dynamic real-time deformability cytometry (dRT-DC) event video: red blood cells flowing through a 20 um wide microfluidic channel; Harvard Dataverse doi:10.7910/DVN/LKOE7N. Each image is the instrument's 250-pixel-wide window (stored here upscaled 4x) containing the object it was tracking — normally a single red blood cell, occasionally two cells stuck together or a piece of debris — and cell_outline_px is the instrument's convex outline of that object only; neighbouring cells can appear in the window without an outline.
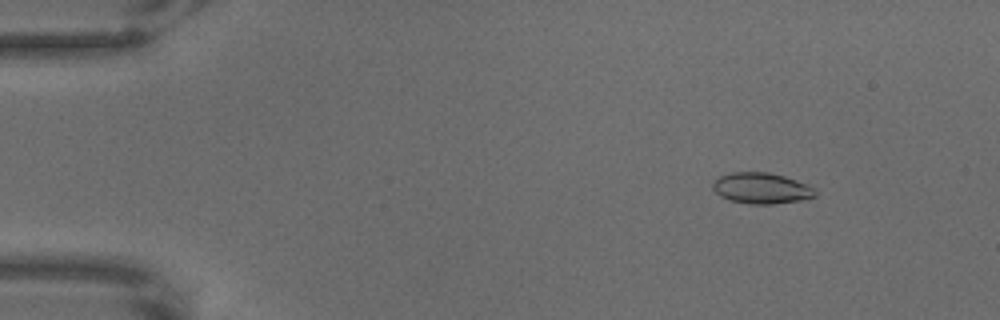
{"species": "common noctule bat (a hibernating species)", "species_latin": "Nyctalus noctula", "temperature_condition": "warm", "stored_images_in_passage": 60, "camera_frame_rate_fps": 3000, "um_per_image_px": 0.085, "animal": {"sex": "male", "body_mass_g": 18.8}, "frame": {"image": 1, "passage_image": 3, "time_ms": 0.667, "image_size_px": [1000, 320], "cell_outline_px": [[816, 196], [800, 200], [772, 204], [748, 204], [728, 200], [720, 196], [712, 188], [712, 184], [720, 176], [732, 172], [768, 172], [784, 176], [796, 180], [812, 188], [816, 192]], "centroid_in_image_um": [64.68, 16.0], "position_along_channel_um": 20.3, "area_um2": 18.32}}
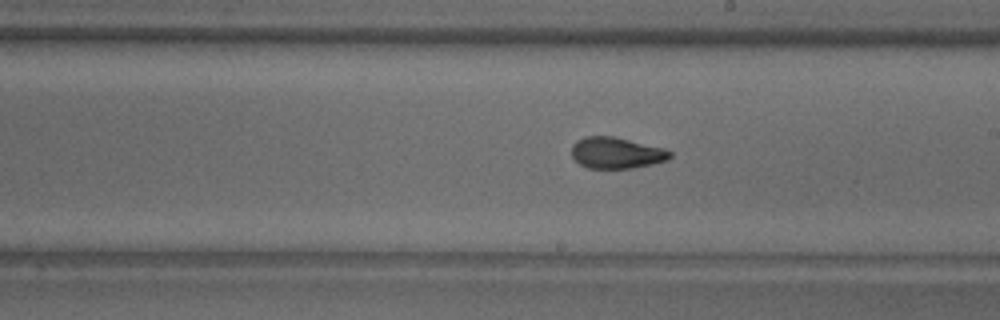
{"frame": {"image": 2, "passage_image": 33, "time_ms": 10.667, "image_size_px": [1000, 320], "cell_outline_px": [[672, 156], [668, 160], [652, 164], [632, 168], [588, 168], [580, 164], [572, 156], [572, 144], [576, 140], [584, 136], [612, 136], [664, 148], [672, 152]], "centroid_in_image_um": [52.39, 12.99], "position_along_channel_um": 236.6, "area_um2": 17.92}}
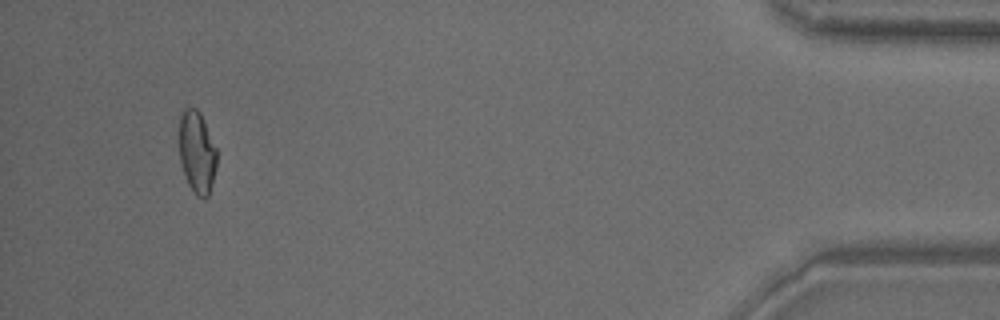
{"frame": {"image": 3, "passage_image": 57, "time_ms": 18.667, "image_size_px": [1000, 320], "cell_outline_px": [[216, 168], [212, 184], [208, 196], [204, 200], [196, 196], [188, 184], [184, 176], [180, 160], [180, 112], [184, 108], [196, 108], [200, 112], [216, 148]], "centroid_in_image_um": [16.74, 12.97], "position_along_channel_um": 418.5, "area_um2": 18.03}}